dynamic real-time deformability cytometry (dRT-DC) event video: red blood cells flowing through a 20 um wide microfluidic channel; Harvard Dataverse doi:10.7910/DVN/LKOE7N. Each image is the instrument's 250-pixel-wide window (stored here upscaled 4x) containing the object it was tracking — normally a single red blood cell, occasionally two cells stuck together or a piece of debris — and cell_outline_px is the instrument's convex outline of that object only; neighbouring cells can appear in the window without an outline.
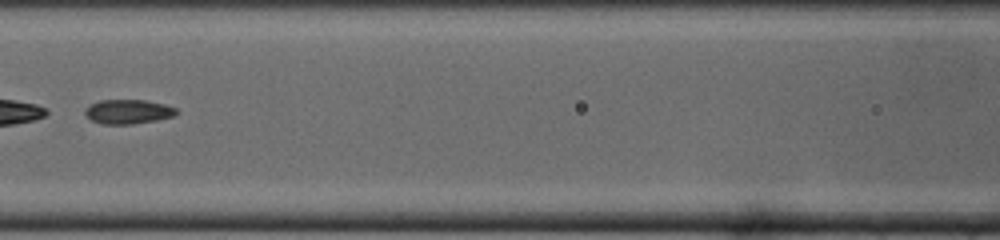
{"species": "common noctule bat (a hibernating species)", "species_latin": "Nyctalus noctula", "temperature_condition": "cold", "stored_images_in_passage": 27, "camera_frame_rate_fps": 3000, "um_per_image_px": 0.085, "animal": {"sex": "male", "body_mass_g": 19.0, "forearm_length_mm": 50.8}, "frame": {"image": 1, "passage_image": 12, "time_ms": 3.667, "image_size_px": [1000, 240], "cell_outline_px": [[176, 112], [172, 116], [156, 120], [132, 124], [104, 124], [92, 120], [84, 112], [92, 104], [100, 100], [144, 100], [164, 104], [176, 108]], "centroid_in_image_um": [10.9, 9.49], "position_along_channel_um": 155.7, "area_um2": 12.6}}